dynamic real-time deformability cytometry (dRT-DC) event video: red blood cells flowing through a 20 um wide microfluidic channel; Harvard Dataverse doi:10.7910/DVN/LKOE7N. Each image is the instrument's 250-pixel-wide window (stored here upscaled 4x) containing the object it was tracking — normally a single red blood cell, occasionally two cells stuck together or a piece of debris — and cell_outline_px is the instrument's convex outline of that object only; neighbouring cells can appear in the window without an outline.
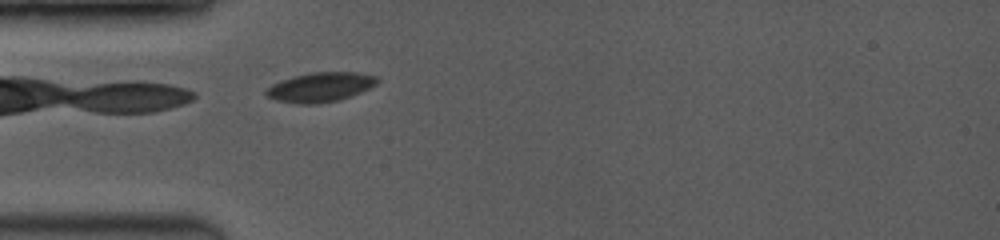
{"species": "common noctule bat (a hibernating species)", "species_latin": "Nyctalus noctula", "temperature_condition": "room temperature", "stored_images_in_passage": 5, "camera_frame_rate_fps": 3500, "um_per_image_px": 0.085, "animal": {"sex": "female", "body_mass_g": 19.0, "forearm_length_mm": 53.3}, "frame": {"image": 1, "passage_image": 2, "time_ms": 0.286, "image_size_px": [1000, 240], "cell_outline_px": [[380, 80], [376, 84], [360, 92], [340, 100], [320, 104], [296, 104], [276, 100], [268, 96], [264, 92], [272, 84], [296, 76], [312, 72], [356, 72], [376, 76]], "centroid_in_image_um": [27.25, 7.42], "position_along_channel_um": 57.8, "area_um2": 18.96}}
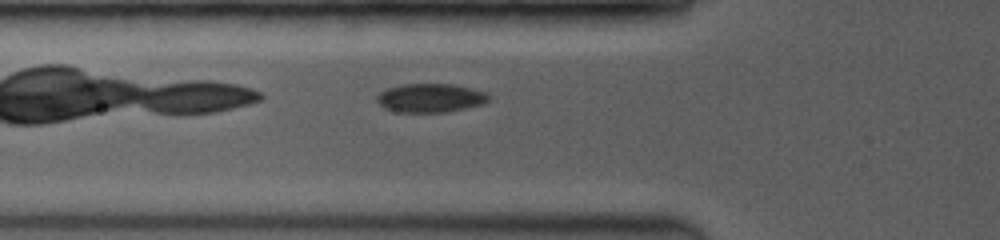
{"frame": {"image": 2, "passage_image": 5, "time_ms": 1.143, "image_size_px": [1000, 240], "cell_outline_px": [[488, 100], [484, 104], [444, 112], [400, 112], [384, 108], [376, 100], [376, 96], [380, 92], [388, 88], [404, 84], [452, 84], [472, 88], [484, 92], [488, 96]], "centroid_in_image_um": [36.56, 8.32], "position_along_channel_um": 89.2, "area_um2": 18.55}}